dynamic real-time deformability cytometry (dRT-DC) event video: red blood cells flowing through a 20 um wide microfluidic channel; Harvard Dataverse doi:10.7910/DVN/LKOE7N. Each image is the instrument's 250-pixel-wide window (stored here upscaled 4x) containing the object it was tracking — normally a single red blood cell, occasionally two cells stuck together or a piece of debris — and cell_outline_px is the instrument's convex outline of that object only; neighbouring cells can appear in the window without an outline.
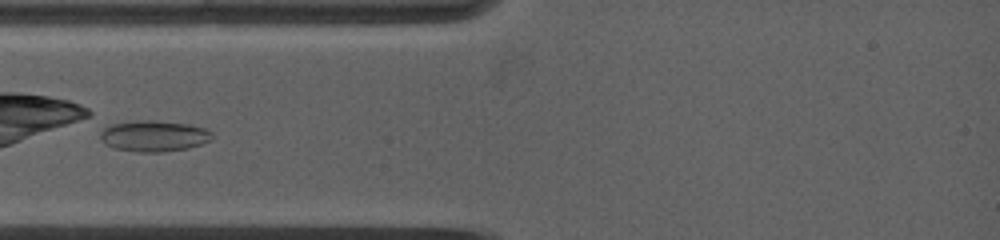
{"species": "common noctule bat (a hibernating species)", "species_latin": "Nyctalus noctula", "temperature_condition": "warm", "stored_images_in_passage": 5, "camera_frame_rate_fps": 5000, "um_per_image_px": 0.085, "animal": {"sex": "female", "body_mass_g": 19.0, "forearm_length_mm": 53.3}, "frame": {"image": 1, "passage_image": 3, "time_ms": 0.6, "image_size_px": [1000, 240], "cell_outline_px": [[212, 140], [188, 148], [160, 152], [136, 152], [116, 148], [100, 140], [100, 124], [140, 120], [156, 120], [188, 124], [204, 128], [212, 132]], "centroid_in_image_um": [13.01, 11.53], "position_along_channel_um": 72.0, "area_um2": 20.58}}